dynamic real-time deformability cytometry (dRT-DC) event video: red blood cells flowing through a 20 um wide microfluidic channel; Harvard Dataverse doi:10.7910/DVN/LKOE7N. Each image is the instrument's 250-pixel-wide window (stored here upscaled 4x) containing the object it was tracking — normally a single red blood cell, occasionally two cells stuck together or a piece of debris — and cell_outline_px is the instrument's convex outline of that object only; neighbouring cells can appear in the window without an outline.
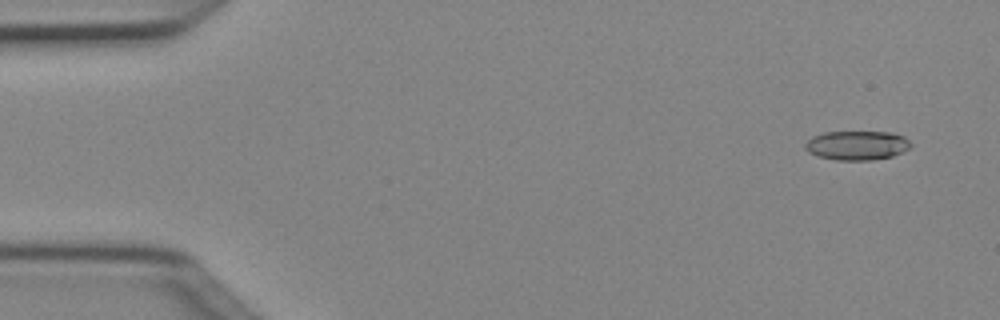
{"species": "Egyptian fruit bat (a non-hibernating species)", "species_latin": "Rousettus aegyptiacus", "temperature_condition": "cold", "stored_images_in_passage": 3, "camera_frame_rate_fps": 3000, "um_per_image_px": 0.085, "animal": {"sex": "female"}, "frame": {"image": 1, "passage_image": 1, "time_ms": 0.0, "image_size_px": [1000, 320], "cell_outline_px": [[912, 144], [904, 152], [892, 156], [872, 160], [836, 160], [816, 156], [808, 152], [804, 148], [804, 144], [812, 136], [824, 132], [892, 132], [904, 136]], "centroid_in_image_um": [72.82, 12.36], "position_along_channel_um": 12.2, "area_um2": 18.15}}